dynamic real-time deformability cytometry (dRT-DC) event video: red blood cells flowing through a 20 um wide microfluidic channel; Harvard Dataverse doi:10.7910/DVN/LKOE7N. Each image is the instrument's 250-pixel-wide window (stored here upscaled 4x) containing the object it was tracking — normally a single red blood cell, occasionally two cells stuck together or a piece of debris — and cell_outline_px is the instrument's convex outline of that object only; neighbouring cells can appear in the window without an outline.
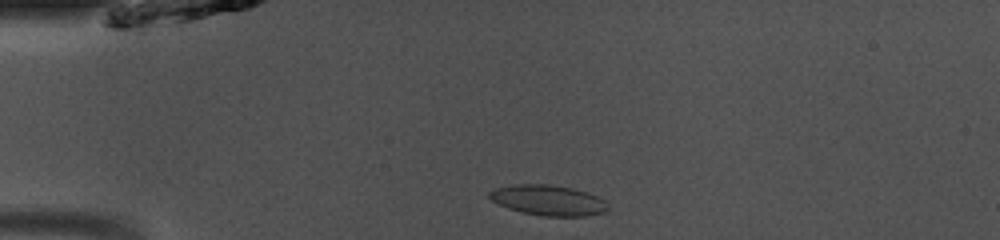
{"species": "common noctule bat (a hibernating species)", "species_latin": "Nyctalus noctula", "temperature_condition": "room temperature", "stored_images_in_passage": 39, "camera_frame_rate_fps": 3000, "um_per_image_px": 0.085, "animal": {"sex": "male", "body_mass_g": 13.0, "forearm_length_mm": 53.1}, "frame": {"image": 1, "passage_image": 2, "time_ms": 0.333, "image_size_px": [1000, 240], "cell_outline_px": [[608, 208], [604, 212], [584, 216], [540, 216], [520, 212], [508, 208], [492, 200], [488, 196], [488, 192], [496, 188], [516, 184], [548, 184], [572, 188], [588, 192], [604, 200], [608, 204]], "centroid_in_image_um": [46.6, 17.02], "position_along_channel_um": 38.4, "area_um2": 20.98}}
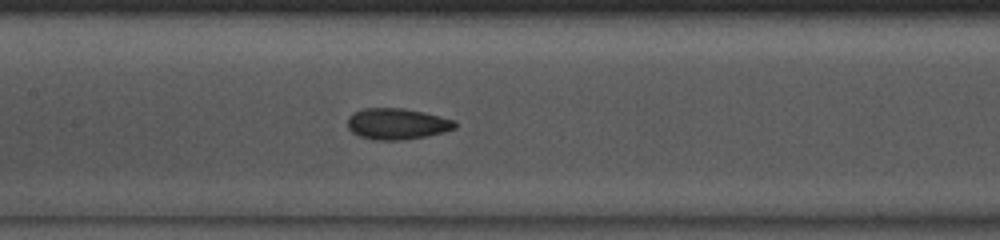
{"frame": {"image": 2, "passage_image": 14, "time_ms": 4.333, "image_size_px": [1000, 240], "cell_outline_px": [[456, 128], [444, 132], [428, 136], [400, 140], [372, 140], [360, 136], [352, 132], [348, 128], [348, 116], [352, 112], [364, 108], [404, 108], [424, 112], [456, 120]], "centroid_in_image_um": [33.75, 10.52], "position_along_channel_um": 173.7, "area_um2": 19.71}}
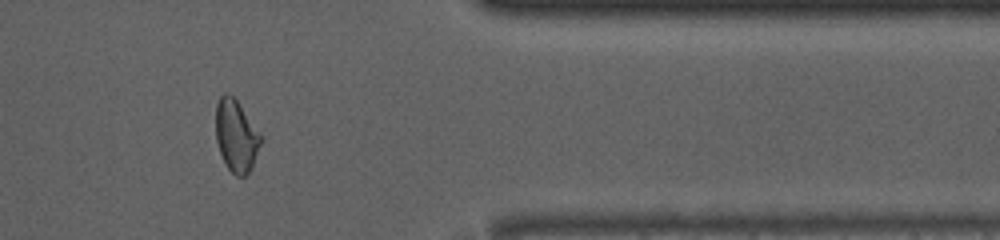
{"frame": {"image": 3, "passage_image": 31, "time_ms": 10.0, "image_size_px": [1000, 240], "cell_outline_px": [[260, 144], [252, 164], [248, 172], [244, 176], [236, 176], [228, 168], [220, 152], [216, 140], [216, 104], [220, 96], [224, 92], [228, 92], [236, 100], [260, 132]], "centroid_in_image_um": [20.04, 11.5], "position_along_channel_um": 391.4, "area_um2": 18.44}, "authors_computed_cell_mechanics": {"area_um2": 19.5942, "velocity_mm_per_s": 4.1213, "shape_relaxation_time_tau1_ms": 5.7097, "shape_relaxation_time_tau2_ms": 1.3888, "deformation_change_tau1": 0.1487, "deformation_change_tau2": 0.0662}}